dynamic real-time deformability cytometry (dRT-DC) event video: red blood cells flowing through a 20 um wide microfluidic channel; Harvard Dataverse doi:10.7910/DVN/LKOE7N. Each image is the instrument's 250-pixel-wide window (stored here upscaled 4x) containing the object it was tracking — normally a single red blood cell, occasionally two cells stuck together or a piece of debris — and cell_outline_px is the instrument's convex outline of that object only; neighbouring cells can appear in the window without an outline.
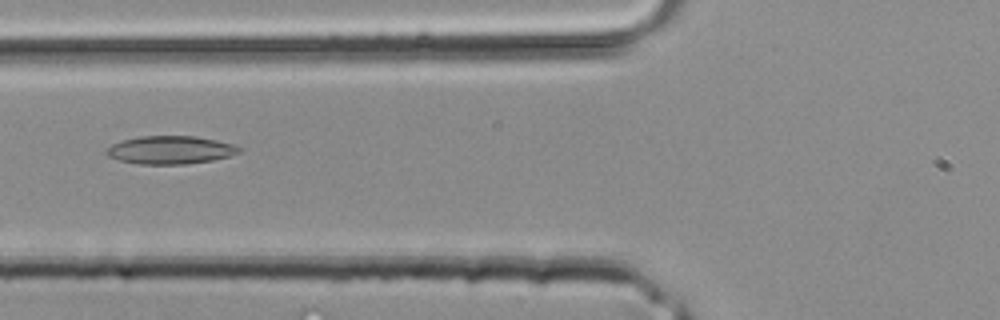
{"species": "common noctule bat (a hibernating species)", "species_latin": "Nyctalus noctula", "temperature_condition": "room temperature", "stored_images_in_passage": 3, "camera_frame_rate_fps": 3000, "um_per_image_px": 0.085, "animal": {"sex": "male", "body_mass_g": 20.4}, "frame": {"image": 1, "passage_image": 3, "time_ms": 0.667, "image_size_px": [1000, 320], "cell_outline_px": [[244, 148], [240, 152], [228, 156], [212, 160], [184, 164], [140, 164], [120, 160], [108, 156], [108, 148], [112, 144], [120, 140], [140, 136], [196, 136], [216, 140], [232, 144]], "centroid_in_image_um": [14.5, 12.74], "position_along_channel_um": 111.3, "area_um2": 21.56}}